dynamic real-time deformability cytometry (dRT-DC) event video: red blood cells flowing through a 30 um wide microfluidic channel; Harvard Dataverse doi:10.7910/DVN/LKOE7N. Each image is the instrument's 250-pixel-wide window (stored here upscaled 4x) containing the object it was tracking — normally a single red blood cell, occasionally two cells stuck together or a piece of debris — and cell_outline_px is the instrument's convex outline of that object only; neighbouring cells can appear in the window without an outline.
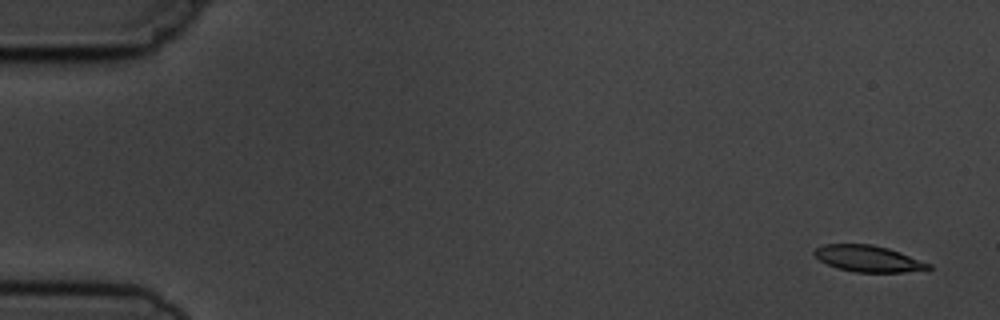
{"species": "common noctule bat (a hibernating species)", "species_latin": "Nyctalus noctula", "temperature_condition": "cold", "stored_images_in_passage": 4, "camera_frame_rate_fps": 3000, "um_per_image_px": 0.085, "animal": {"sex": "male", "body_mass_g": 19.5, "forearm_length_mm": 54.6}, "frame": {"image": 1, "passage_image": 1, "time_ms": 0.0, "image_size_px": [1000, 320], "cell_outline_px": [[932, 268], [904, 272], [856, 272], [836, 268], [820, 260], [812, 252], [816, 248], [824, 244], [872, 244], [888, 248], [900, 252], [932, 264]], "centroid_in_image_um": [73.8, 21.98], "position_along_channel_um": 11.2, "area_um2": 17.46}}